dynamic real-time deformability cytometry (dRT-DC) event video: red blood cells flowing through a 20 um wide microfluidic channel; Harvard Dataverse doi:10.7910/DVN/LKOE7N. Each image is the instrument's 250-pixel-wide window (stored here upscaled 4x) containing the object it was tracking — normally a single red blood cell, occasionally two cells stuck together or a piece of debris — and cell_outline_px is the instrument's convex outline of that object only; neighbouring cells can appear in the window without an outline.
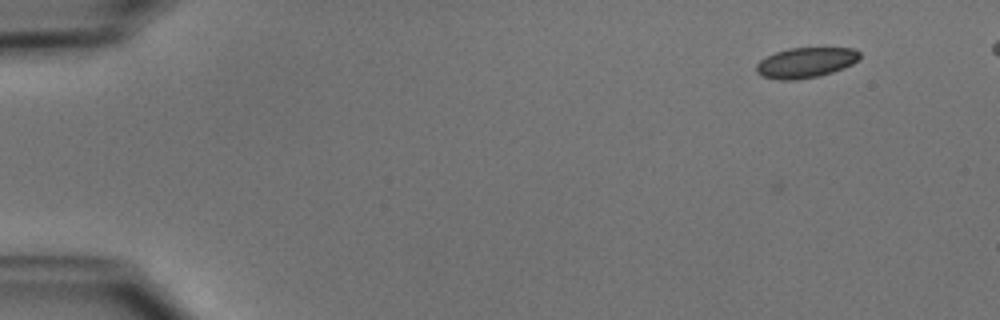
{"species": "common noctule bat (a hibernating species)", "species_latin": "Nyctalus noctula", "temperature_condition": "cold", "stored_images_in_passage": 22, "camera_frame_rate_fps": 3000, "um_per_image_px": 0.085, "animal": {"sex": "male", "body_mass_g": 15.6}, "frame": {"image": 1, "passage_image": 1, "time_ms": 0.0, "image_size_px": [1000, 320], "cell_outline_px": [[860, 56], [852, 64], [844, 68], [820, 76], [796, 80], [780, 80], [760, 76], [756, 72], [756, 64], [760, 60], [776, 52], [788, 48], [852, 48], [860, 52]], "centroid_in_image_um": [68.46, 5.33], "position_along_channel_um": 16.5, "area_um2": 18.26}}
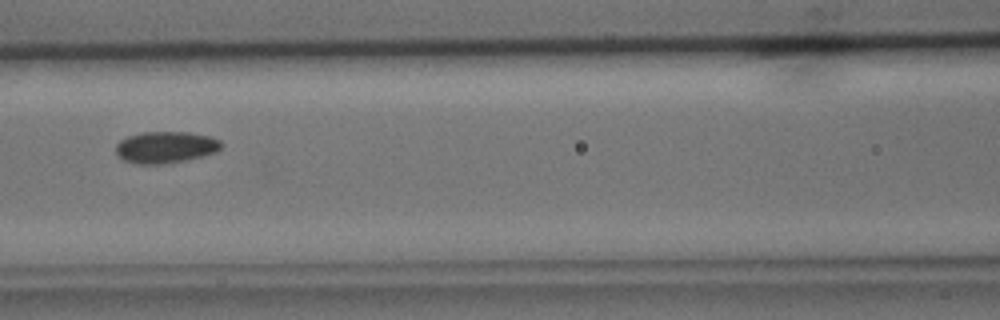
{"frame": {"image": 2, "passage_image": 20, "time_ms": 6.333, "image_size_px": [1000, 320], "cell_outline_px": [[224, 144], [216, 152], [184, 160], [160, 164], [136, 164], [124, 160], [116, 152], [116, 144], [120, 140], [128, 136], [144, 132], [188, 132], [212, 136], [220, 140]], "centroid_in_image_um": [14.09, 12.5], "position_along_channel_um": 152.5, "area_um2": 19.36}}